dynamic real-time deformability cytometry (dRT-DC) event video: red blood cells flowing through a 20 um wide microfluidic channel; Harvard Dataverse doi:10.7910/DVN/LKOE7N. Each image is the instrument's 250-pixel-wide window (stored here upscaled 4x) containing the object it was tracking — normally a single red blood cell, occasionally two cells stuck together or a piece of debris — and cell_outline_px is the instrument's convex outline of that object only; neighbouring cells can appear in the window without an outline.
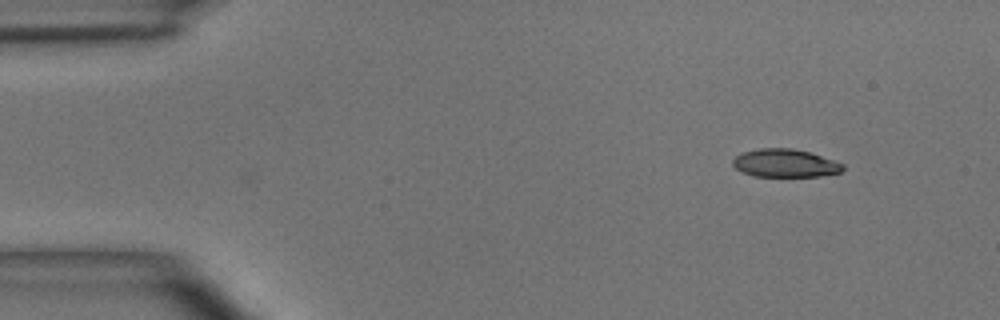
{"species": "common noctule bat (a hibernating species)", "species_latin": "Nyctalus noctula", "temperature_condition": "room temperature", "stored_images_in_passage": 9, "camera_frame_rate_fps": 3000, "um_per_image_px": 0.085, "animal": {"sex": "male", "body_mass_g": 15.6}, "frame": {"image": 1, "passage_image": 1, "time_ms": 0.0, "image_size_px": [1000, 320], "cell_outline_px": [[844, 168], [840, 172], [820, 176], [752, 176], [736, 168], [732, 164], [732, 160], [740, 152], [760, 148], [792, 148], [808, 152], [844, 164]], "centroid_in_image_um": [66.69, 13.86], "position_along_channel_um": 18.3, "area_um2": 17.86}}